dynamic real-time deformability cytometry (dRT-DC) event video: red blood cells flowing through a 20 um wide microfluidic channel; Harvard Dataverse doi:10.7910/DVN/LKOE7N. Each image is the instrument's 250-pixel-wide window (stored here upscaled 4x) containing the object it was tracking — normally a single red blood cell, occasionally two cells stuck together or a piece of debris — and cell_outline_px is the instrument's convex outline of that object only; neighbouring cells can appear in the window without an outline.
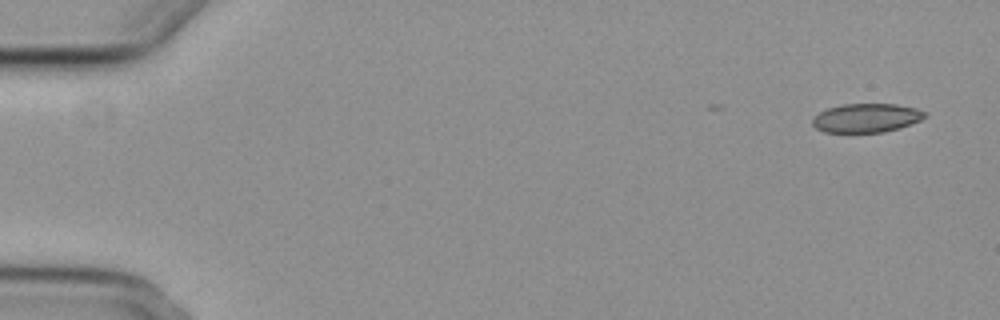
{"species": "common noctule bat (a hibernating species)", "species_latin": "Nyctalus noctula", "temperature_condition": "cold", "stored_images_in_passage": 5, "camera_frame_rate_fps": 3000, "um_per_image_px": 0.085, "animal": {"sex": "female", "body_mass_g": 29.2, "forearm_length_mm": 56.3}, "frame": {"image": 1, "passage_image": 1, "time_ms": 0.0, "image_size_px": [1000, 320], "cell_outline_px": [[928, 116], [920, 120], [900, 128], [884, 132], [824, 132], [816, 128], [812, 124], [812, 116], [828, 108], [844, 104], [896, 104], [916, 108], [928, 112]], "centroid_in_image_um": [73.66, 10.02], "position_along_channel_um": 11.3, "area_um2": 19.02}}
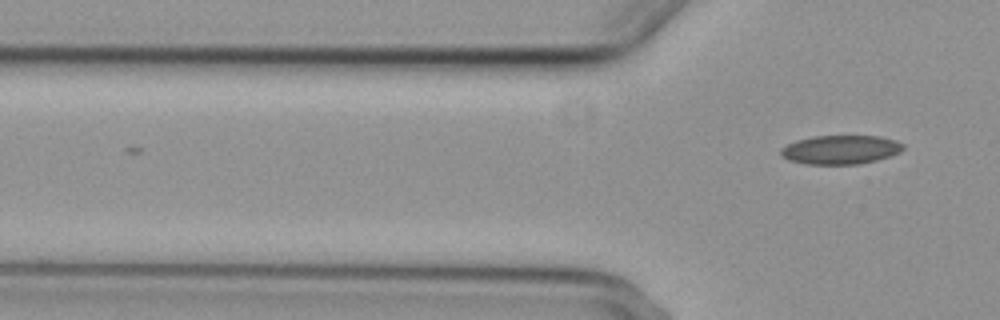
{"frame": {"image": 2, "passage_image": 5, "time_ms": 4.667, "image_size_px": [1000, 320], "cell_outline_px": [[904, 148], [900, 152], [876, 160], [860, 164], [804, 164], [788, 160], [780, 156], [780, 148], [796, 140], [812, 136], [880, 136], [896, 140], [904, 144]], "centroid_in_image_um": [71.42, 12.72], "position_along_channel_um": 54.4, "area_um2": 20.75}}